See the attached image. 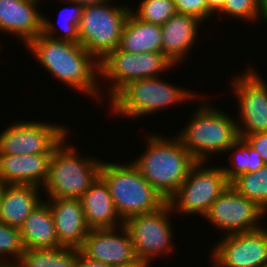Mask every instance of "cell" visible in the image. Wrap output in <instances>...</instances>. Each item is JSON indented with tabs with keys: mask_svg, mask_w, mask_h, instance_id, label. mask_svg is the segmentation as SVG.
Masks as SVG:
<instances>
[{
	"mask_svg": "<svg viewBox=\"0 0 267 267\" xmlns=\"http://www.w3.org/2000/svg\"><path fill=\"white\" fill-rule=\"evenodd\" d=\"M146 150L131 160L141 175L166 199L181 186L197 162L176 135L152 134L146 137Z\"/></svg>",
	"mask_w": 267,
	"mask_h": 267,
	"instance_id": "obj_2",
	"label": "cell"
},
{
	"mask_svg": "<svg viewBox=\"0 0 267 267\" xmlns=\"http://www.w3.org/2000/svg\"><path fill=\"white\" fill-rule=\"evenodd\" d=\"M41 190L32 184H5L0 197V221L20 228L29 214L44 201L41 200Z\"/></svg>",
	"mask_w": 267,
	"mask_h": 267,
	"instance_id": "obj_20",
	"label": "cell"
},
{
	"mask_svg": "<svg viewBox=\"0 0 267 267\" xmlns=\"http://www.w3.org/2000/svg\"><path fill=\"white\" fill-rule=\"evenodd\" d=\"M230 186L267 212V164L256 172L238 175Z\"/></svg>",
	"mask_w": 267,
	"mask_h": 267,
	"instance_id": "obj_27",
	"label": "cell"
},
{
	"mask_svg": "<svg viewBox=\"0 0 267 267\" xmlns=\"http://www.w3.org/2000/svg\"><path fill=\"white\" fill-rule=\"evenodd\" d=\"M172 214L170 205L166 203L159 210L131 216L124 222L138 260L151 265L152 259L155 260L161 254L163 257L175 249V242H172L174 229L170 223Z\"/></svg>",
	"mask_w": 267,
	"mask_h": 267,
	"instance_id": "obj_10",
	"label": "cell"
},
{
	"mask_svg": "<svg viewBox=\"0 0 267 267\" xmlns=\"http://www.w3.org/2000/svg\"><path fill=\"white\" fill-rule=\"evenodd\" d=\"M199 18L188 14L176 13L161 26L162 53L175 66L183 63L190 49L198 39Z\"/></svg>",
	"mask_w": 267,
	"mask_h": 267,
	"instance_id": "obj_19",
	"label": "cell"
},
{
	"mask_svg": "<svg viewBox=\"0 0 267 267\" xmlns=\"http://www.w3.org/2000/svg\"><path fill=\"white\" fill-rule=\"evenodd\" d=\"M266 213L255 201L249 200L229 185L211 204L204 218L211 226L221 230L219 233L228 235L259 229Z\"/></svg>",
	"mask_w": 267,
	"mask_h": 267,
	"instance_id": "obj_13",
	"label": "cell"
},
{
	"mask_svg": "<svg viewBox=\"0 0 267 267\" xmlns=\"http://www.w3.org/2000/svg\"><path fill=\"white\" fill-rule=\"evenodd\" d=\"M26 48L49 74L67 87L97 98V102L104 100V89H100L101 84L98 83L101 78L100 61L80 43L62 41L41 33Z\"/></svg>",
	"mask_w": 267,
	"mask_h": 267,
	"instance_id": "obj_1",
	"label": "cell"
},
{
	"mask_svg": "<svg viewBox=\"0 0 267 267\" xmlns=\"http://www.w3.org/2000/svg\"><path fill=\"white\" fill-rule=\"evenodd\" d=\"M113 0L85 5L78 25L79 43L99 61L119 46L131 11L129 5H111Z\"/></svg>",
	"mask_w": 267,
	"mask_h": 267,
	"instance_id": "obj_7",
	"label": "cell"
},
{
	"mask_svg": "<svg viewBox=\"0 0 267 267\" xmlns=\"http://www.w3.org/2000/svg\"><path fill=\"white\" fill-rule=\"evenodd\" d=\"M176 11L180 14H188L205 21L213 15L209 12L206 0H173Z\"/></svg>",
	"mask_w": 267,
	"mask_h": 267,
	"instance_id": "obj_31",
	"label": "cell"
},
{
	"mask_svg": "<svg viewBox=\"0 0 267 267\" xmlns=\"http://www.w3.org/2000/svg\"><path fill=\"white\" fill-rule=\"evenodd\" d=\"M63 125L41 120L14 121L0 133V154H51L69 137Z\"/></svg>",
	"mask_w": 267,
	"mask_h": 267,
	"instance_id": "obj_11",
	"label": "cell"
},
{
	"mask_svg": "<svg viewBox=\"0 0 267 267\" xmlns=\"http://www.w3.org/2000/svg\"><path fill=\"white\" fill-rule=\"evenodd\" d=\"M213 247V267H263L267 264V228L224 235Z\"/></svg>",
	"mask_w": 267,
	"mask_h": 267,
	"instance_id": "obj_14",
	"label": "cell"
},
{
	"mask_svg": "<svg viewBox=\"0 0 267 267\" xmlns=\"http://www.w3.org/2000/svg\"><path fill=\"white\" fill-rule=\"evenodd\" d=\"M40 3L42 0H0V32L14 34L27 45L42 33Z\"/></svg>",
	"mask_w": 267,
	"mask_h": 267,
	"instance_id": "obj_16",
	"label": "cell"
},
{
	"mask_svg": "<svg viewBox=\"0 0 267 267\" xmlns=\"http://www.w3.org/2000/svg\"><path fill=\"white\" fill-rule=\"evenodd\" d=\"M161 25L137 18L131 11L125 22L118 48L125 52H162Z\"/></svg>",
	"mask_w": 267,
	"mask_h": 267,
	"instance_id": "obj_23",
	"label": "cell"
},
{
	"mask_svg": "<svg viewBox=\"0 0 267 267\" xmlns=\"http://www.w3.org/2000/svg\"><path fill=\"white\" fill-rule=\"evenodd\" d=\"M209 12L214 16L215 13L218 14L222 11L225 4V0H206Z\"/></svg>",
	"mask_w": 267,
	"mask_h": 267,
	"instance_id": "obj_34",
	"label": "cell"
},
{
	"mask_svg": "<svg viewBox=\"0 0 267 267\" xmlns=\"http://www.w3.org/2000/svg\"><path fill=\"white\" fill-rule=\"evenodd\" d=\"M67 141L64 138L52 152L49 175L43 185L45 199L81 198L100 176L103 160L78 154L76 146L66 145Z\"/></svg>",
	"mask_w": 267,
	"mask_h": 267,
	"instance_id": "obj_6",
	"label": "cell"
},
{
	"mask_svg": "<svg viewBox=\"0 0 267 267\" xmlns=\"http://www.w3.org/2000/svg\"><path fill=\"white\" fill-rule=\"evenodd\" d=\"M100 177L107 184L115 210L123 222L131 216L159 210L167 203L131 161L124 164L103 161Z\"/></svg>",
	"mask_w": 267,
	"mask_h": 267,
	"instance_id": "obj_4",
	"label": "cell"
},
{
	"mask_svg": "<svg viewBox=\"0 0 267 267\" xmlns=\"http://www.w3.org/2000/svg\"><path fill=\"white\" fill-rule=\"evenodd\" d=\"M116 231H120L119 234ZM79 250L85 257L110 266L137 260L131 235L124 224L118 228L90 229Z\"/></svg>",
	"mask_w": 267,
	"mask_h": 267,
	"instance_id": "obj_15",
	"label": "cell"
},
{
	"mask_svg": "<svg viewBox=\"0 0 267 267\" xmlns=\"http://www.w3.org/2000/svg\"><path fill=\"white\" fill-rule=\"evenodd\" d=\"M226 151V153L232 151L229 154V157L232 158V160H230L231 164L228 167L222 166L223 172L229 182L242 173L256 172L265 165L260 155L244 138L240 137L234 145Z\"/></svg>",
	"mask_w": 267,
	"mask_h": 267,
	"instance_id": "obj_25",
	"label": "cell"
},
{
	"mask_svg": "<svg viewBox=\"0 0 267 267\" xmlns=\"http://www.w3.org/2000/svg\"><path fill=\"white\" fill-rule=\"evenodd\" d=\"M24 251L20 228L9 226L0 221V265L2 267H14L20 261ZM9 256L12 258L9 259Z\"/></svg>",
	"mask_w": 267,
	"mask_h": 267,
	"instance_id": "obj_28",
	"label": "cell"
},
{
	"mask_svg": "<svg viewBox=\"0 0 267 267\" xmlns=\"http://www.w3.org/2000/svg\"><path fill=\"white\" fill-rule=\"evenodd\" d=\"M111 267H152L151 265L147 264L144 261L136 260L135 262L129 264H120V265H113Z\"/></svg>",
	"mask_w": 267,
	"mask_h": 267,
	"instance_id": "obj_35",
	"label": "cell"
},
{
	"mask_svg": "<svg viewBox=\"0 0 267 267\" xmlns=\"http://www.w3.org/2000/svg\"><path fill=\"white\" fill-rule=\"evenodd\" d=\"M4 186H5L4 182L0 180V197Z\"/></svg>",
	"mask_w": 267,
	"mask_h": 267,
	"instance_id": "obj_38",
	"label": "cell"
},
{
	"mask_svg": "<svg viewBox=\"0 0 267 267\" xmlns=\"http://www.w3.org/2000/svg\"><path fill=\"white\" fill-rule=\"evenodd\" d=\"M81 202L90 229L117 228L124 224L115 210L109 188L100 176L82 195Z\"/></svg>",
	"mask_w": 267,
	"mask_h": 267,
	"instance_id": "obj_21",
	"label": "cell"
},
{
	"mask_svg": "<svg viewBox=\"0 0 267 267\" xmlns=\"http://www.w3.org/2000/svg\"><path fill=\"white\" fill-rule=\"evenodd\" d=\"M233 76L231 88L238 102L236 123L239 137L267 131V84L254 68Z\"/></svg>",
	"mask_w": 267,
	"mask_h": 267,
	"instance_id": "obj_12",
	"label": "cell"
},
{
	"mask_svg": "<svg viewBox=\"0 0 267 267\" xmlns=\"http://www.w3.org/2000/svg\"><path fill=\"white\" fill-rule=\"evenodd\" d=\"M66 3L71 5V7L67 6L64 7L59 13V20H57L56 24H60L62 31L61 35L57 33L59 31L55 25V23H52L51 20L48 19V17H45L43 14V25H42V33L55 39H59L62 41H68L71 43H79V36H78V25L80 22V18L82 16L83 11V5L78 4L77 2H73L70 0H64ZM67 12V13H66ZM64 13V15H63ZM66 14V15H65ZM63 22V23H62ZM62 23V24H61ZM59 35V36H56Z\"/></svg>",
	"mask_w": 267,
	"mask_h": 267,
	"instance_id": "obj_26",
	"label": "cell"
},
{
	"mask_svg": "<svg viewBox=\"0 0 267 267\" xmlns=\"http://www.w3.org/2000/svg\"><path fill=\"white\" fill-rule=\"evenodd\" d=\"M232 16L246 22L262 21V0H225L219 16Z\"/></svg>",
	"mask_w": 267,
	"mask_h": 267,
	"instance_id": "obj_30",
	"label": "cell"
},
{
	"mask_svg": "<svg viewBox=\"0 0 267 267\" xmlns=\"http://www.w3.org/2000/svg\"><path fill=\"white\" fill-rule=\"evenodd\" d=\"M75 267H111V266L85 257L78 249V257Z\"/></svg>",
	"mask_w": 267,
	"mask_h": 267,
	"instance_id": "obj_33",
	"label": "cell"
},
{
	"mask_svg": "<svg viewBox=\"0 0 267 267\" xmlns=\"http://www.w3.org/2000/svg\"><path fill=\"white\" fill-rule=\"evenodd\" d=\"M174 65L162 52H125L119 48L111 51L100 61L101 78L111 82L107 85V96L110 100L128 82L161 76ZM170 68V69H169Z\"/></svg>",
	"mask_w": 267,
	"mask_h": 267,
	"instance_id": "obj_9",
	"label": "cell"
},
{
	"mask_svg": "<svg viewBox=\"0 0 267 267\" xmlns=\"http://www.w3.org/2000/svg\"><path fill=\"white\" fill-rule=\"evenodd\" d=\"M70 1L77 2L78 4H82L83 6H85V5L101 3L108 0H70Z\"/></svg>",
	"mask_w": 267,
	"mask_h": 267,
	"instance_id": "obj_36",
	"label": "cell"
},
{
	"mask_svg": "<svg viewBox=\"0 0 267 267\" xmlns=\"http://www.w3.org/2000/svg\"><path fill=\"white\" fill-rule=\"evenodd\" d=\"M25 249H45L61 246L49 204L42 201L20 227Z\"/></svg>",
	"mask_w": 267,
	"mask_h": 267,
	"instance_id": "obj_22",
	"label": "cell"
},
{
	"mask_svg": "<svg viewBox=\"0 0 267 267\" xmlns=\"http://www.w3.org/2000/svg\"><path fill=\"white\" fill-rule=\"evenodd\" d=\"M206 163L209 164L206 161H197L185 181L167 200L173 213L179 212L184 217L197 213L204 218L211 204L230 185L222 165L208 167Z\"/></svg>",
	"mask_w": 267,
	"mask_h": 267,
	"instance_id": "obj_8",
	"label": "cell"
},
{
	"mask_svg": "<svg viewBox=\"0 0 267 267\" xmlns=\"http://www.w3.org/2000/svg\"><path fill=\"white\" fill-rule=\"evenodd\" d=\"M201 103L183 130L175 135L196 161L208 162L210 154H226L240 137L234 118L220 108Z\"/></svg>",
	"mask_w": 267,
	"mask_h": 267,
	"instance_id": "obj_3",
	"label": "cell"
},
{
	"mask_svg": "<svg viewBox=\"0 0 267 267\" xmlns=\"http://www.w3.org/2000/svg\"><path fill=\"white\" fill-rule=\"evenodd\" d=\"M262 21L267 23V0H262Z\"/></svg>",
	"mask_w": 267,
	"mask_h": 267,
	"instance_id": "obj_37",
	"label": "cell"
},
{
	"mask_svg": "<svg viewBox=\"0 0 267 267\" xmlns=\"http://www.w3.org/2000/svg\"><path fill=\"white\" fill-rule=\"evenodd\" d=\"M198 95L184 87L167 83L160 76L143 78L128 82L110 100V113L123 118H140L157 113L171 105L184 104Z\"/></svg>",
	"mask_w": 267,
	"mask_h": 267,
	"instance_id": "obj_5",
	"label": "cell"
},
{
	"mask_svg": "<svg viewBox=\"0 0 267 267\" xmlns=\"http://www.w3.org/2000/svg\"><path fill=\"white\" fill-rule=\"evenodd\" d=\"M50 206L59 244L63 247L80 248L85 241L88 227L81 198H46Z\"/></svg>",
	"mask_w": 267,
	"mask_h": 267,
	"instance_id": "obj_17",
	"label": "cell"
},
{
	"mask_svg": "<svg viewBox=\"0 0 267 267\" xmlns=\"http://www.w3.org/2000/svg\"><path fill=\"white\" fill-rule=\"evenodd\" d=\"M51 159L52 153L0 154V180L4 184H32L42 188L49 175Z\"/></svg>",
	"mask_w": 267,
	"mask_h": 267,
	"instance_id": "obj_18",
	"label": "cell"
},
{
	"mask_svg": "<svg viewBox=\"0 0 267 267\" xmlns=\"http://www.w3.org/2000/svg\"><path fill=\"white\" fill-rule=\"evenodd\" d=\"M242 138L247 141V143L260 155L263 162L267 164V131L244 135Z\"/></svg>",
	"mask_w": 267,
	"mask_h": 267,
	"instance_id": "obj_32",
	"label": "cell"
},
{
	"mask_svg": "<svg viewBox=\"0 0 267 267\" xmlns=\"http://www.w3.org/2000/svg\"><path fill=\"white\" fill-rule=\"evenodd\" d=\"M135 9L131 7V12L142 21L163 25L176 13L173 0H141Z\"/></svg>",
	"mask_w": 267,
	"mask_h": 267,
	"instance_id": "obj_29",
	"label": "cell"
},
{
	"mask_svg": "<svg viewBox=\"0 0 267 267\" xmlns=\"http://www.w3.org/2000/svg\"><path fill=\"white\" fill-rule=\"evenodd\" d=\"M78 248L25 249L14 267H75Z\"/></svg>",
	"mask_w": 267,
	"mask_h": 267,
	"instance_id": "obj_24",
	"label": "cell"
}]
</instances>
